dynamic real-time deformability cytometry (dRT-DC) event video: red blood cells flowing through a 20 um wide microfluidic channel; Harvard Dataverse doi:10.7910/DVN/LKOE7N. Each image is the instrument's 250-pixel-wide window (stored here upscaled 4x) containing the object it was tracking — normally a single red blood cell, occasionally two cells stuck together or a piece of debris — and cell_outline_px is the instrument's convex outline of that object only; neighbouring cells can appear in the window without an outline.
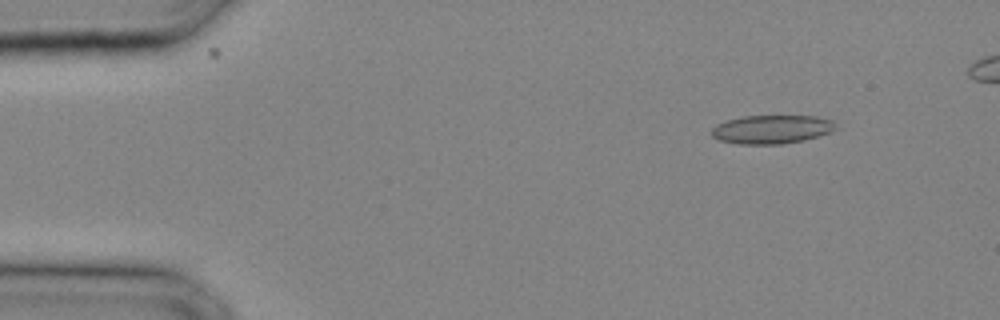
{"species": "common noctule bat (a hibernating species)", "species_latin": "Nyctalus noctula", "temperature_condition": "cold", "stored_images_in_passage": 31, "camera_frame_rate_fps": 3000, "um_per_image_px": 0.085, "animal": {"sex": "male", "body_mass_g": 20.4}, "frame": {"image": 1, "passage_image": 4, "time_ms": 1.0, "image_size_px": [1000, 320], "cell_outline_px": [[836, 128], [828, 132], [804, 140], [780, 144], [736, 144], [720, 140], [712, 136], [712, 128], [716, 124], [728, 120], [744, 116], [816, 116], [832, 120]], "centroid_in_image_um": [65.56, 10.99], "position_along_channel_um": 19.4, "area_um2": 20.46}}
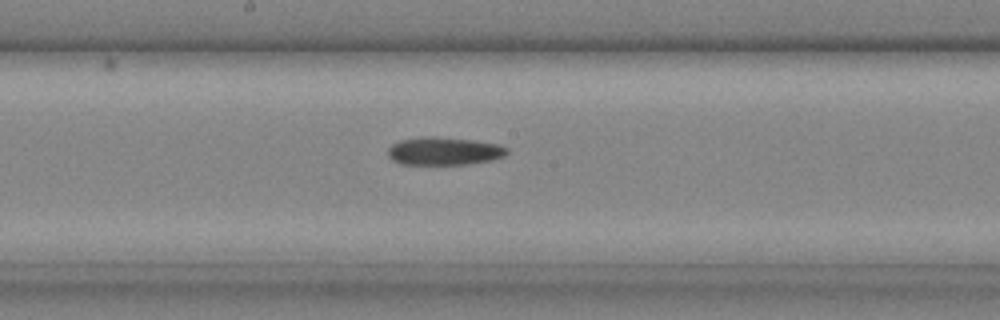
{"frame": {"image": 2, "passage_image": 17, "time_ms": 5.333, "image_size_px": [1000, 320], "cell_outline_px": [[508, 152], [504, 156], [488, 160], [468, 164], [400, 164], [392, 160], [388, 156], [388, 148], [392, 144], [400, 140], [428, 136], [432, 136], [472, 140], [500, 144], [508, 148]], "centroid_in_image_um": [37.73, 12.84], "position_along_channel_um": 210.5, "area_um2": 19.31}}
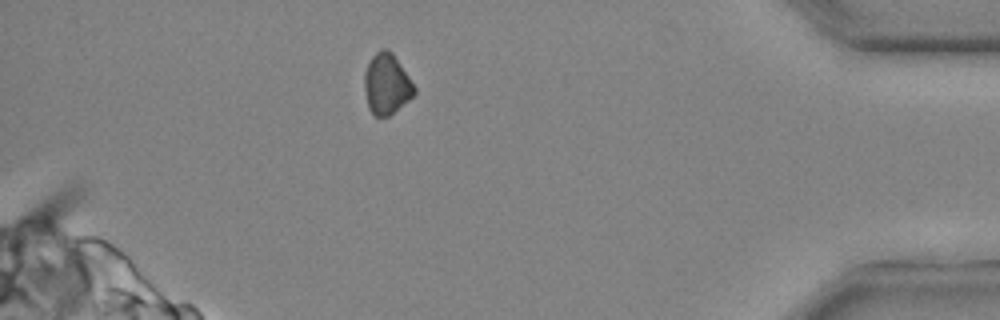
{"frame": {"image": 3, "passage_image": 28, "time_ms": 9.0, "image_size_px": [1000, 320], "cell_outline_px": [[416, 92], [408, 100], [388, 116], [372, 116], [368, 108], [364, 88], [364, 72], [372, 56], [380, 48], [384, 48], [392, 52], [416, 88]], "centroid_in_image_um": [32.83, 7.14], "position_along_channel_um": 402.4, "area_um2": 17.51}}